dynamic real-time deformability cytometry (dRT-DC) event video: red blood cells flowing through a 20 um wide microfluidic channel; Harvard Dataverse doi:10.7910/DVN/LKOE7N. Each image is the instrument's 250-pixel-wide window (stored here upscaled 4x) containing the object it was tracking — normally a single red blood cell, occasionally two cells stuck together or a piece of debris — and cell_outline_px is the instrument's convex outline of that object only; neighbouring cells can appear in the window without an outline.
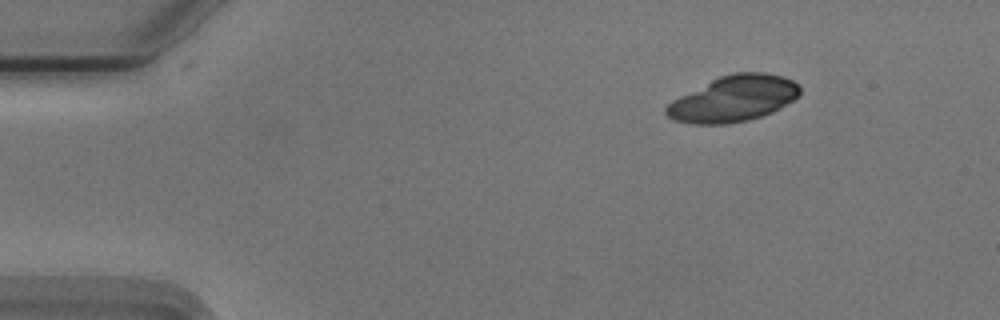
{"species": "Egyptian fruit bat (a non-hibernating species)", "species_latin": "Rousettus aegyptiacus", "temperature_condition": "cold", "stored_images_in_passage": 2, "camera_frame_rate_fps": 3000, "um_per_image_px": 0.085, "animal": {"sex": "male"}, "frame": {"image": 1, "passage_image": 1, "time_ms": 0.0, "image_size_px": [1000, 320], "cell_outline_px": [[800, 96], [780, 108], [772, 112], [748, 120], [724, 124], [692, 124], [672, 120], [664, 112], [664, 108], [672, 100], [720, 76], [736, 72], [764, 72], [784, 76], [792, 80], [800, 88]], "centroid_in_image_um": [62.35, 8.39], "position_along_channel_um": 22.7, "area_um2": 35.66}}